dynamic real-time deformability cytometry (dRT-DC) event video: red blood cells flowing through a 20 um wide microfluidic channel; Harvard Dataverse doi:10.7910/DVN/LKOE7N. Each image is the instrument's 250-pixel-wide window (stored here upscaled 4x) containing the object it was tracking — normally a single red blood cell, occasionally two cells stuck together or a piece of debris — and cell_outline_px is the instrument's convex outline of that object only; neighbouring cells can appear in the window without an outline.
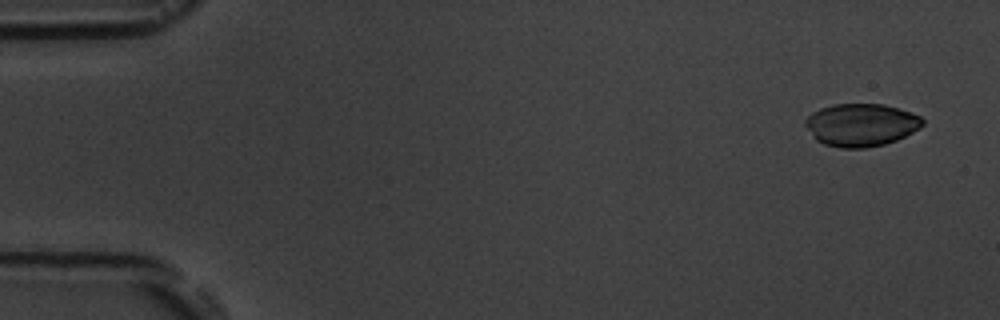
{"species": "common noctule bat (a hibernating species)", "species_latin": "Nyctalus noctula", "temperature_condition": "room temperature", "stored_images_in_passage": 4, "camera_frame_rate_fps": 3000, "um_per_image_px": 0.085, "animal": {"sex": "male", "body_mass_g": 19.5, "forearm_length_mm": 54.6}, "frame": {"image": 1, "passage_image": 1, "time_ms": 0.0, "image_size_px": [1000, 320], "cell_outline_px": [[924, 124], [920, 128], [896, 140], [884, 144], [864, 148], [840, 148], [824, 144], [816, 140], [804, 124], [804, 120], [812, 112], [820, 108], [832, 104], [884, 104], [912, 112], [920, 116], [924, 120]], "centroid_in_image_um": [73.18, 10.61], "position_along_channel_um": 11.8, "area_um2": 29.3}}
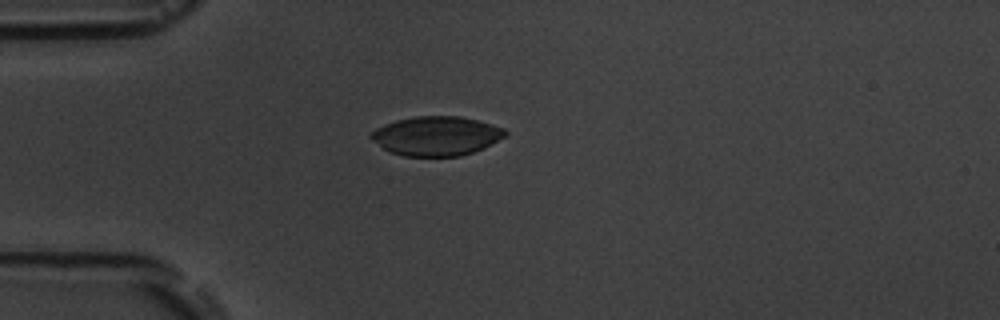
{"frame": {"image": 2, "passage_image": 4, "time_ms": 4.0, "image_size_px": [1000, 320], "cell_outline_px": [[508, 136], [472, 152], [460, 156], [404, 156], [392, 152], [384, 148], [372, 140], [368, 136], [376, 128], [384, 124], [396, 120], [416, 116], [460, 116], [476, 120], [504, 128], [508, 132]], "centroid_in_image_um": [37.09, 11.55], "position_along_channel_um": 47.9, "area_um2": 30.52}}